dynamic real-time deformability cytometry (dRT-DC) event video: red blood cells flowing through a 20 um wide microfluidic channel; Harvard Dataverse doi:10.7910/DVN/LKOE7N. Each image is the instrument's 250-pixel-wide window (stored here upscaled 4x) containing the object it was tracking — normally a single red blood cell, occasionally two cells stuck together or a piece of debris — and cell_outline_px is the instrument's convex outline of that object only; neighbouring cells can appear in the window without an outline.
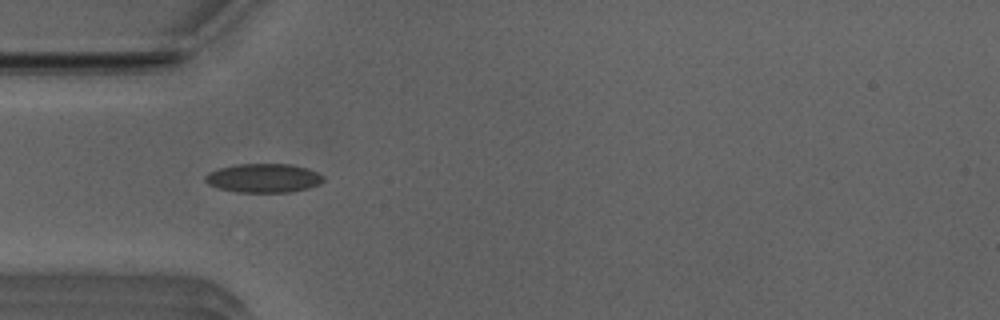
{"species": "Egyptian fruit bat (a non-hibernating species)", "species_latin": "Rousettus aegyptiacus", "temperature_condition": "room temperature", "stored_images_in_passage": 41, "camera_frame_rate_fps": 3000, "um_per_image_px": 0.085, "animal": {"sex": "male"}, "frame": {"image": 1, "passage_image": 5, "time_ms": 1.333, "image_size_px": [1000, 320], "cell_outline_px": [[324, 180], [320, 184], [308, 188], [292, 192], [236, 192], [216, 188], [208, 184], [204, 180], [204, 176], [208, 172], [220, 168], [236, 164], [292, 164], [308, 168], [324, 176]], "centroid_in_image_um": [22.39, 15.14], "position_along_channel_um": 62.6, "area_um2": 20.11}}
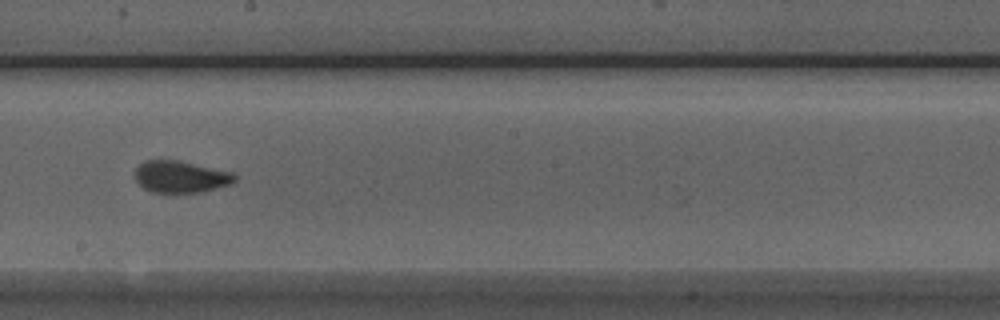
{"frame": {"image": 2, "passage_image": 18, "time_ms": 5.667, "image_size_px": [1000, 320], "cell_outline_px": [[236, 180], [232, 184], [204, 192], [152, 192], [144, 188], [136, 180], [136, 168], [144, 160], [180, 160], [232, 172], [236, 176]], "centroid_in_image_um": [15.39, 15.02], "position_along_channel_um": 232.8, "area_um2": 18.55}}
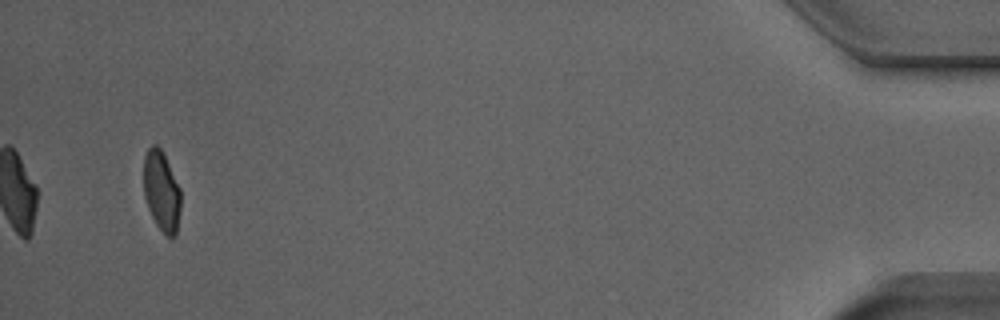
{"frame": {"image": 3, "passage_image": 39, "time_ms": 12.667, "image_size_px": [1000, 320], "cell_outline_px": [[180, 208], [176, 236], [168, 236], [156, 224], [148, 208], [144, 196], [144, 156], [148, 148], [152, 144], [156, 144], [164, 152], [180, 188]], "centroid_in_image_um": [13.73, 16.19], "position_along_channel_um": 421.5, "area_um2": 17.34}, "authors_computed_cell_mechanics": {"area_um2": 18.7272, "velocity_mm_per_s": 3.9398, "shape_relaxation_time_tau1_ms": 7.4602, "shape_relaxation_time_tau2_ms": 0.7963, "deformation_change_tau1": 0.1803, "deformation_change_tau2": 0.0685}}